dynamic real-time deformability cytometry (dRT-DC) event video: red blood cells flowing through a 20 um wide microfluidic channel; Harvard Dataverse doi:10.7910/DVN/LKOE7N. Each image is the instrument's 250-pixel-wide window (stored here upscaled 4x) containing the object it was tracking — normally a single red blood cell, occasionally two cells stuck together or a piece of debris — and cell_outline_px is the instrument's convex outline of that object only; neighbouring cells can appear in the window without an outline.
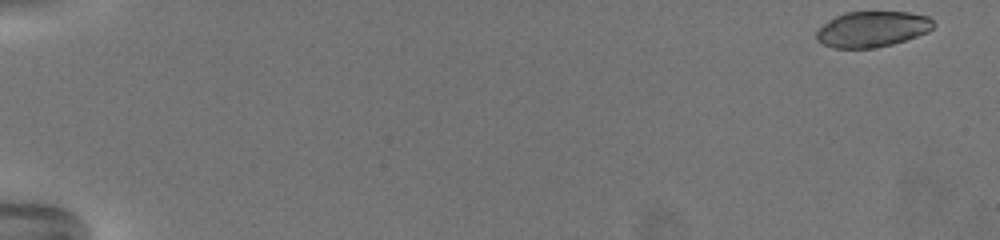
{"species": "common noctule bat (a hibernating species)", "species_latin": "Nyctalus noctula", "temperature_condition": "warm", "stored_images_in_passage": 65, "camera_frame_rate_fps": 3000, "um_per_image_px": 0.085, "animal": {"sex": "female", "body_mass_g": 19.5, "forearm_length_mm": 54.1}, "frame": {"image": 1, "passage_image": 1, "time_ms": 0.0, "image_size_px": [1000, 240], "cell_outline_px": [[936, 24], [928, 32], [892, 44], [872, 48], [832, 48], [816, 40], [816, 32], [828, 20], [844, 12], [908, 12], [928, 16]], "centroid_in_image_um": [74.13, 2.47], "position_along_channel_um": 10.9, "area_um2": 24.28}}
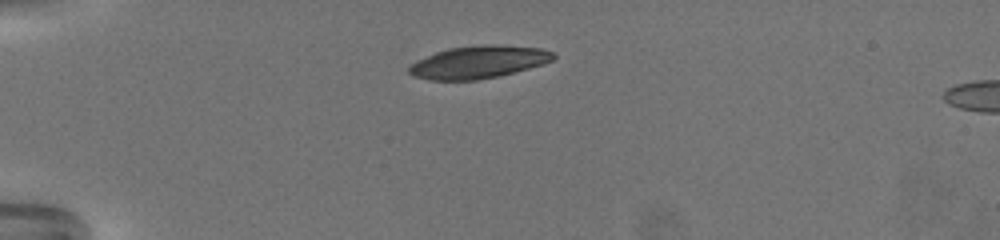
{"frame": {"image": 2, "passage_image": 18, "time_ms": 5.667, "image_size_px": [1000, 240], "cell_outline_px": [[556, 56], [552, 60], [528, 68], [500, 76], [476, 80], [432, 80], [416, 76], [408, 72], [408, 64], [416, 60], [436, 52], [448, 48], [480, 44], [496, 44], [540, 48], [552, 52]], "centroid_in_image_um": [40.63, 5.27], "position_along_channel_um": 44.4, "area_um2": 27.34}}